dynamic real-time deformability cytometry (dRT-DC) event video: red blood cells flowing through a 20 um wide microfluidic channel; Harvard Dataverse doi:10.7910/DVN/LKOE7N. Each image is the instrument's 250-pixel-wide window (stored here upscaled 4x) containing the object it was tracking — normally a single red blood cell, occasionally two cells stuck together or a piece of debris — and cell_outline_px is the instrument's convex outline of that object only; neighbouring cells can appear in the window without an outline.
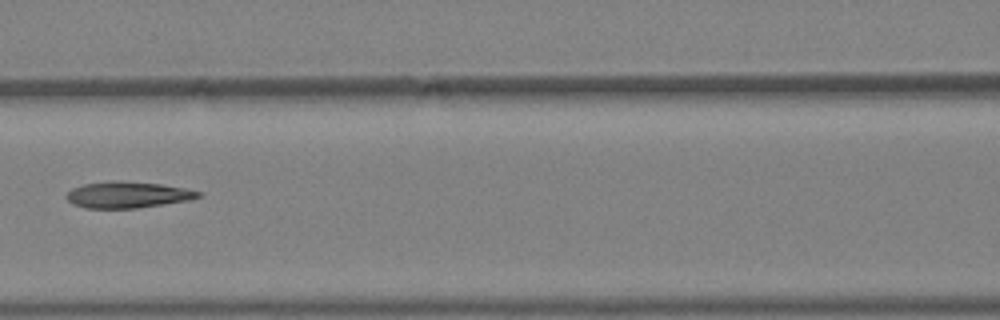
{"species": "Egyptian fruit bat (a non-hibernating species)", "species_latin": "Rousettus aegyptiacus", "temperature_condition": "warm", "stored_images_in_passage": 3, "camera_frame_rate_fps": 3000, "um_per_image_px": 0.085, "animal": {"sex": "female"}, "frame": {"image": 1, "passage_image": 3, "time_ms": 0.667, "image_size_px": [1000, 320], "cell_outline_px": [[200, 196], [188, 200], [136, 208], [88, 208], [72, 204], [68, 200], [68, 192], [72, 188], [84, 184], [112, 180], [116, 180], [160, 184], [184, 188], [200, 192]], "centroid_in_image_um": [10.81, 16.55], "position_along_channel_um": 155.8, "area_um2": 19.88}}